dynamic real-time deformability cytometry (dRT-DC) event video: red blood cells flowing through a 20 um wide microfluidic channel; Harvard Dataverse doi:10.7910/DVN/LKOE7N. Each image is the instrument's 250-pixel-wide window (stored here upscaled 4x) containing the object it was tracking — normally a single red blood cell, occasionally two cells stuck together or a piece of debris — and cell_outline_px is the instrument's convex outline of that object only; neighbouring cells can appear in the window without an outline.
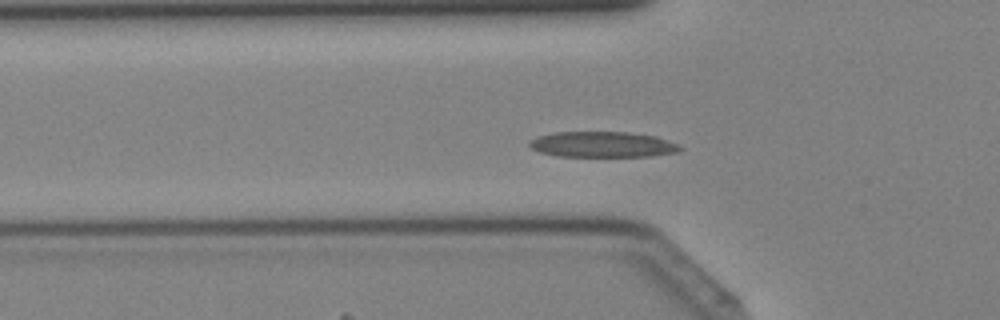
{"species": "Egyptian fruit bat (a non-hibernating species)", "species_latin": "Rousettus aegyptiacus", "temperature_condition": "cold", "stored_images_in_passage": 43, "camera_frame_rate_fps": 3000, "um_per_image_px": 0.085, "animal": {"sex": "female"}, "frame": {"image": 1, "passage_image": 15, "time_ms": 4.667, "image_size_px": [1000, 320], "cell_outline_px": [[684, 148], [680, 152], [652, 156], [560, 156], [540, 152], [532, 148], [528, 144], [528, 140], [540, 136], [556, 132], [628, 132], [656, 136], [668, 140]], "centroid_in_image_um": [51.25, 12.28], "position_along_channel_um": 74.5, "area_um2": 22.48}}
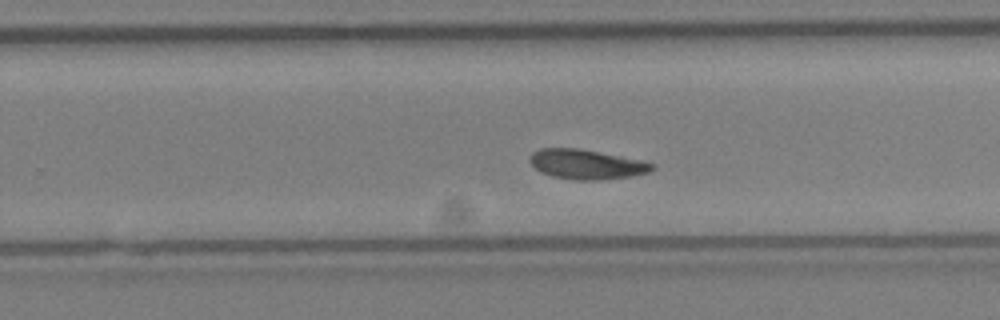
{"frame": {"image": 2, "passage_image": 28, "time_ms": 9.0, "image_size_px": [1000, 320], "cell_outline_px": [[656, 168], [648, 172], [632, 176], [600, 180], [576, 180], [552, 176], [540, 172], [528, 160], [528, 156], [532, 152], [540, 148], [580, 148], [640, 160], [656, 164]], "centroid_in_image_um": [49.83, 13.96], "position_along_channel_um": 280.0, "area_um2": 21.27}}
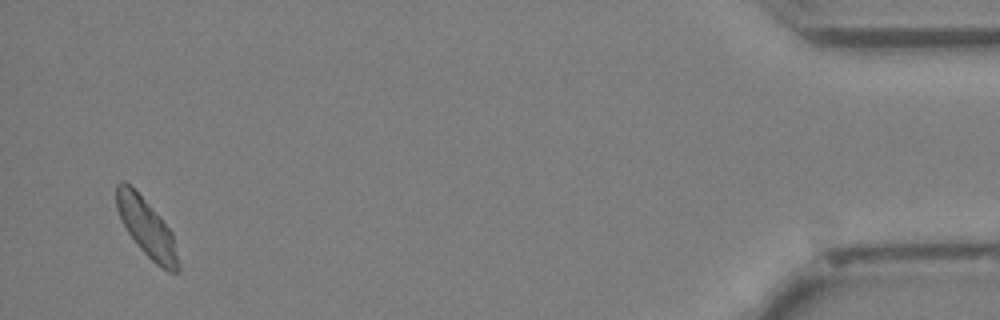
{"frame": {"image": 3, "passage_image": 42, "time_ms": 13.667, "image_size_px": [1000, 320], "cell_outline_px": [[180, 272], [168, 272], [156, 264], [140, 248], [128, 232], [116, 208], [116, 184], [120, 180], [124, 180], [160, 216], [172, 232], [180, 268]], "centroid_in_image_um": [12.48, 19.37], "position_along_channel_um": 422.7, "area_um2": 20.46}}